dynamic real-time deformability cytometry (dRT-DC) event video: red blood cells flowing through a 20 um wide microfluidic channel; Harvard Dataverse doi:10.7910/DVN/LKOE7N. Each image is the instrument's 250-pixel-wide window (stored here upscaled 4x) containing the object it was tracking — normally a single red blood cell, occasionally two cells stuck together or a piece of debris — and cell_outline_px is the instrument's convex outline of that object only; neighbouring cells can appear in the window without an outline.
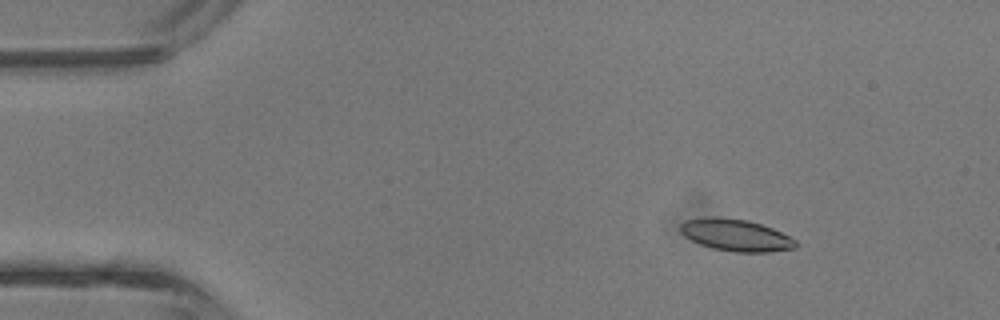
{"species": "common noctule bat (a hibernating species)", "species_latin": "Nyctalus noctula", "temperature_condition": "room temperature", "stored_images_in_passage": 41, "camera_frame_rate_fps": 3000, "um_per_image_px": 0.085, "animal": {"sex": "male", "body_mass_g": 13.3}, "frame": {"image": 1, "passage_image": 4, "time_ms": 1.0, "image_size_px": [1000, 320], "cell_outline_px": [[796, 248], [768, 252], [736, 252], [712, 248], [700, 244], [684, 236], [680, 232], [680, 224], [688, 220], [708, 216], [716, 216], [748, 220], [772, 228], [796, 240]], "centroid_in_image_um": [62.53, 19.98], "position_along_channel_um": 22.5, "area_um2": 21.39}}
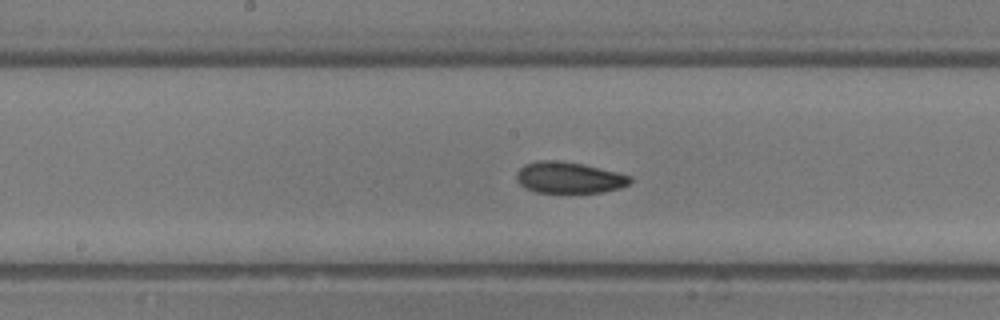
{"frame": {"image": 2, "passage_image": 20, "time_ms": 6.333, "image_size_px": [1000, 320], "cell_outline_px": [[632, 180], [628, 184], [620, 188], [604, 192], [536, 192], [524, 188], [516, 180], [516, 172], [524, 164], [536, 160], [556, 160], [584, 164], [632, 176]], "centroid_in_image_um": [48.33, 15.09], "position_along_channel_um": 199.9, "area_um2": 20.81}}
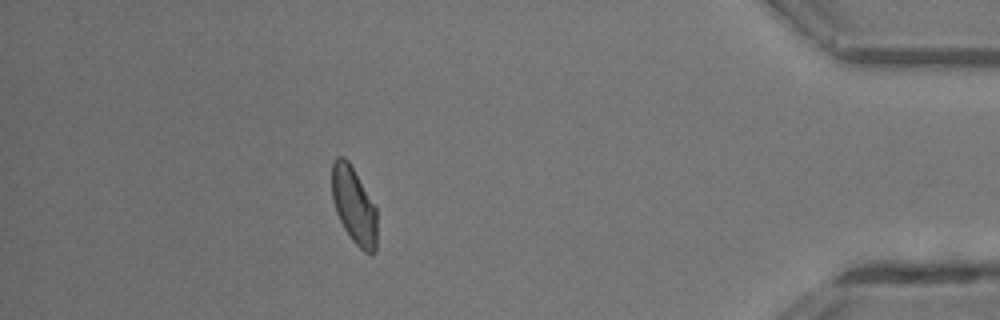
{"frame": {"image": 3, "passage_image": 36, "time_ms": 11.667, "image_size_px": [1000, 320], "cell_outline_px": [[376, 252], [372, 256], [364, 252], [352, 240], [344, 228], [336, 212], [332, 196], [332, 164], [336, 156], [344, 156], [348, 160], [376, 208]], "centroid_in_image_um": [30.08, 17.49], "position_along_channel_um": 405.1, "area_um2": 20.06}, "authors_computed_cell_mechanics": {"area_um2": 20.6346, "velocity_mm_per_s": 4.8229, "shape_relaxation_time_tau1_ms": 3.9275, "shape_relaxation_time_tau2_ms": 1.7513, "deformation_change_tau1": 0.1171, "deformation_change_tau2": 0.0712}}